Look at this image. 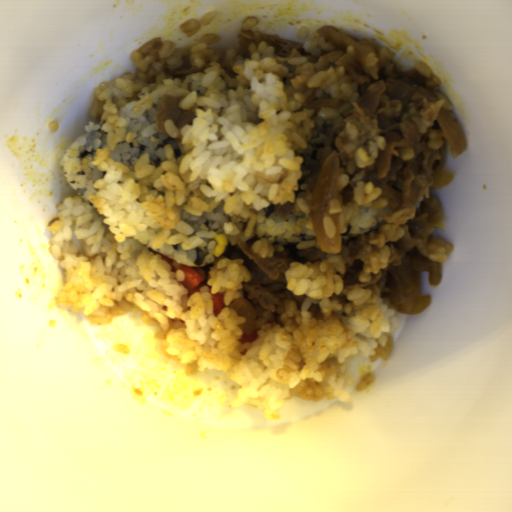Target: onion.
I'll return each mask as SVG.
<instances>
[{
    "label": "onion",
    "instance_id": "onion-1",
    "mask_svg": "<svg viewBox=\"0 0 512 512\" xmlns=\"http://www.w3.org/2000/svg\"><path fill=\"white\" fill-rule=\"evenodd\" d=\"M340 165L337 153L334 151L324 160L317 175L313 189L310 217L321 250L331 253L342 252V235L340 229L339 213L331 214L335 227L333 237L326 235L324 230V217L328 213L329 203L337 196Z\"/></svg>",
    "mask_w": 512,
    "mask_h": 512
},
{
    "label": "onion",
    "instance_id": "onion-4",
    "mask_svg": "<svg viewBox=\"0 0 512 512\" xmlns=\"http://www.w3.org/2000/svg\"><path fill=\"white\" fill-rule=\"evenodd\" d=\"M453 178H454V176L452 174H447V173L442 172L441 176L431 187H433L435 189H440V190L443 188H446L450 185Z\"/></svg>",
    "mask_w": 512,
    "mask_h": 512
},
{
    "label": "onion",
    "instance_id": "onion-2",
    "mask_svg": "<svg viewBox=\"0 0 512 512\" xmlns=\"http://www.w3.org/2000/svg\"><path fill=\"white\" fill-rule=\"evenodd\" d=\"M438 123L448 140L453 157H458L468 150L465 133L459 122L446 110L442 108Z\"/></svg>",
    "mask_w": 512,
    "mask_h": 512
},
{
    "label": "onion",
    "instance_id": "onion-3",
    "mask_svg": "<svg viewBox=\"0 0 512 512\" xmlns=\"http://www.w3.org/2000/svg\"><path fill=\"white\" fill-rule=\"evenodd\" d=\"M305 109L313 110L314 113L322 109H340V100L339 98H323L317 99L314 101H310L305 105Z\"/></svg>",
    "mask_w": 512,
    "mask_h": 512
}]
</instances>
